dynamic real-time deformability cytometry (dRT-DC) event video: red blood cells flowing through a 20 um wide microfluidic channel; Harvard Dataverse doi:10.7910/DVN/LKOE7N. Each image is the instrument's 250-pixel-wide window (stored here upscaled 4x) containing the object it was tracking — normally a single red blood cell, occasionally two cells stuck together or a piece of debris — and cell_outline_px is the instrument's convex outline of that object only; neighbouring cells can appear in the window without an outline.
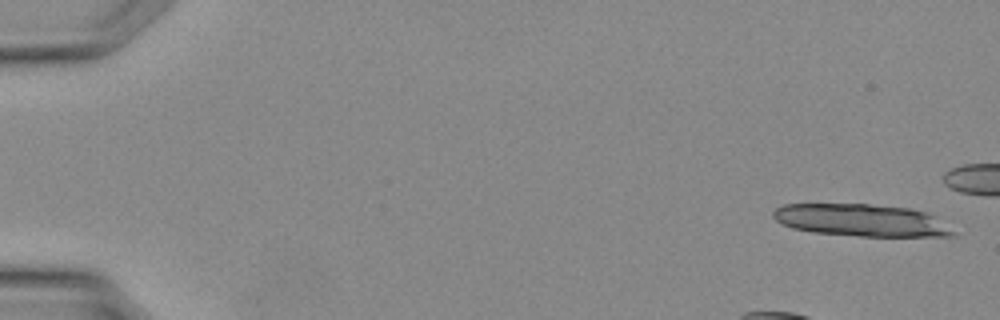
{"species": "Egyptian fruit bat (a non-hibernating species)", "species_latin": "Rousettus aegyptiacus", "temperature_condition": "warm", "stored_images_in_passage": 11, "camera_frame_rate_fps": 3000, "um_per_image_px": 0.085, "animal": {"sex": "female"}, "frame": {"image": 1, "passage_image": 1, "time_ms": 0.0, "image_size_px": [1000, 320], "cell_outline_px": [[956, 236], [860, 236], [812, 232], [792, 228], [776, 220], [772, 216], [772, 212], [776, 208], [784, 204], [868, 204], [912, 208], [928, 212], [956, 232]], "centroid_in_image_um": [73.21, 18.71], "position_along_channel_um": 11.8, "area_um2": 33.81}}